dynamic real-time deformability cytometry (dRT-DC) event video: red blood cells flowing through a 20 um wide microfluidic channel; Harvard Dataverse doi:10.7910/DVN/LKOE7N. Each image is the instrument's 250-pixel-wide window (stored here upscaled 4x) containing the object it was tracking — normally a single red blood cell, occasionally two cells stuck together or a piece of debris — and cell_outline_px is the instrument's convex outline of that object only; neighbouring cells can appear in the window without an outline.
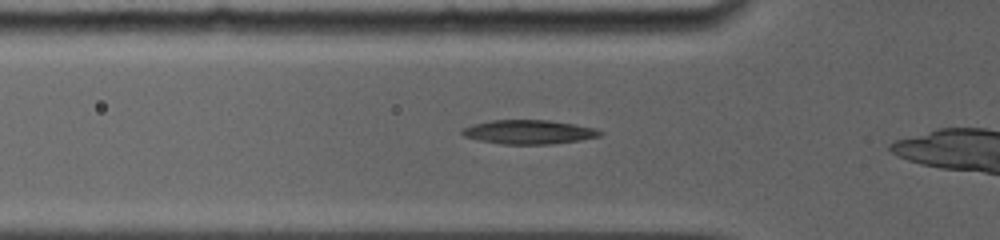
{"species": "common noctule bat (a hibernating species)", "species_latin": "Nyctalus noctula", "temperature_condition": "room temperature", "stored_images_in_passage": 30, "camera_frame_rate_fps": 5000, "um_per_image_px": 0.085, "animal": {"sex": "female", "body_mass_g": 19.0, "forearm_length_mm": 56.7}, "frame": {"image": 1, "passage_image": 10, "time_ms": 3.8, "image_size_px": [1000, 240], "cell_outline_px": [[604, 132], [600, 136], [580, 140], [552, 144], [504, 144], [480, 140], [464, 136], [460, 132], [464, 128], [472, 124], [492, 120], [548, 120], [576, 124], [596, 128]], "centroid_in_image_um": [44.99, 11.21], "position_along_channel_um": 80.8, "area_um2": 19.31}}
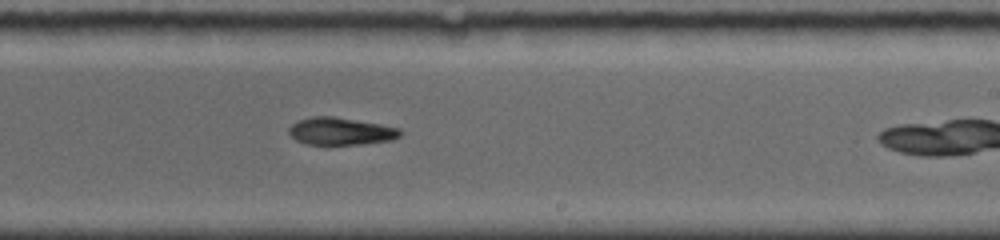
{"frame": {"image": 2, "passage_image": 17, "time_ms": 8.4, "image_size_px": [1000, 240], "cell_outline_px": [[400, 136], [392, 140], [360, 144], [308, 144], [296, 140], [288, 132], [288, 128], [292, 124], [300, 120], [312, 116], [332, 116], [380, 124], [400, 128]], "centroid_in_image_um": [28.95, 11.15], "position_along_channel_um": 260.0, "area_um2": 17.57}}
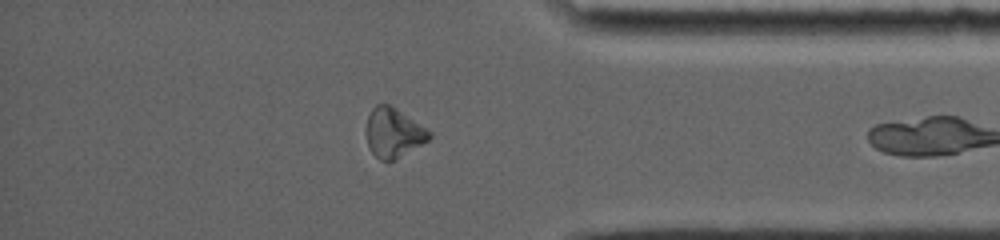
{"frame": {"image": 3, "passage_image": 25, "time_ms": 12.2, "image_size_px": [1000, 240], "cell_outline_px": [[432, 136], [428, 140], [392, 160], [380, 160], [372, 152], [368, 144], [368, 116], [372, 108], [376, 104], [388, 104], [396, 108], [432, 132]], "centroid_in_image_um": [33.46, 11.26], "position_along_channel_um": 401.7, "area_um2": 17.51}, "authors_computed_cell_mechanics": {"area_um2": 18.496, "velocity_mm_per_s": 3.9031, "shape_relaxation_time_tau1_ms": null, "shape_relaxation_time_tau2_ms": 5.1125, "deformation_change_tau1": null, "deformation_change_tau2": 0.1386}}